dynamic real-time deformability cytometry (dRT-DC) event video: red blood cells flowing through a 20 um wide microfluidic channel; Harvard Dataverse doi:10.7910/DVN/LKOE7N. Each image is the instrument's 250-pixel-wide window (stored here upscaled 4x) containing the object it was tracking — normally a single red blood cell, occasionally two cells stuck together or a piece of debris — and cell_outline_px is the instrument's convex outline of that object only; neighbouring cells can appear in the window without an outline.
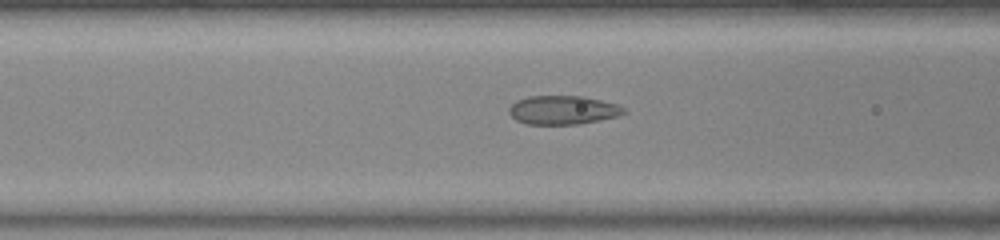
{"species": "common noctule bat (a hibernating species)", "species_latin": "Nyctalus noctula", "temperature_condition": "warm", "stored_images_in_passage": 12, "camera_frame_rate_fps": 3000, "um_per_image_px": 0.085, "animal": {"sex": "female", "body_mass_g": 23.0, "forearm_length_mm": 53.4}, "frame": {"image": 1, "passage_image": 10, "time_ms": 3.0, "image_size_px": [1000, 240], "cell_outline_px": [[628, 112], [616, 116], [600, 120], [580, 124], [528, 124], [516, 120], [508, 112], [508, 108], [516, 100], [528, 96], [584, 96], [616, 104], [624, 108]], "centroid_in_image_um": [47.83, 9.35], "position_along_channel_um": 118.8, "area_um2": 19.25}}